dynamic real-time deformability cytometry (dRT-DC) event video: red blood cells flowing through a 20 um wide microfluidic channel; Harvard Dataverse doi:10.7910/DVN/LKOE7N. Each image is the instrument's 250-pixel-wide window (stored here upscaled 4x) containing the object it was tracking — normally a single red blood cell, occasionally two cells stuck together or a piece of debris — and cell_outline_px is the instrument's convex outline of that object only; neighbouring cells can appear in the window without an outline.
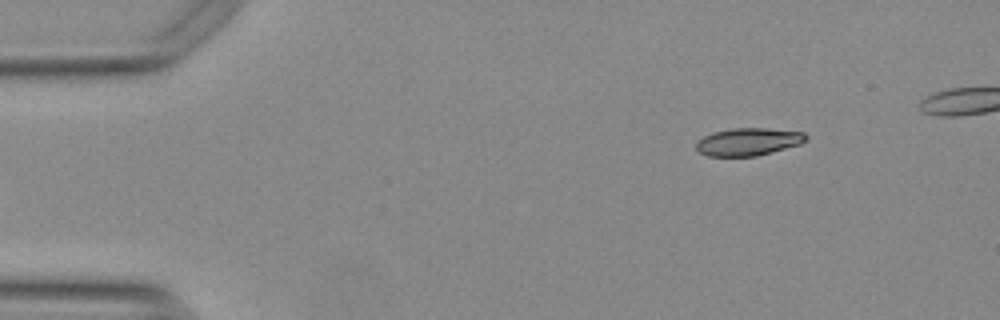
{"species": "Egyptian fruit bat (a non-hibernating species)", "species_latin": "Rousettus aegyptiacus", "temperature_condition": "warm", "stored_images_in_passage": 44, "camera_frame_rate_fps": 3000, "um_per_image_px": 0.085, "animal": {"sex": "female"}, "frame": {"image": 1, "passage_image": 1, "time_ms": 0.0, "image_size_px": [1000, 320], "cell_outline_px": [[808, 140], [800, 144], [756, 156], [708, 156], [700, 152], [696, 148], [696, 144], [704, 136], [712, 132], [732, 128], [764, 128], [804, 132], [808, 136]], "centroid_in_image_um": [63.62, 12.04], "position_along_channel_um": 21.4, "area_um2": 17.57}}
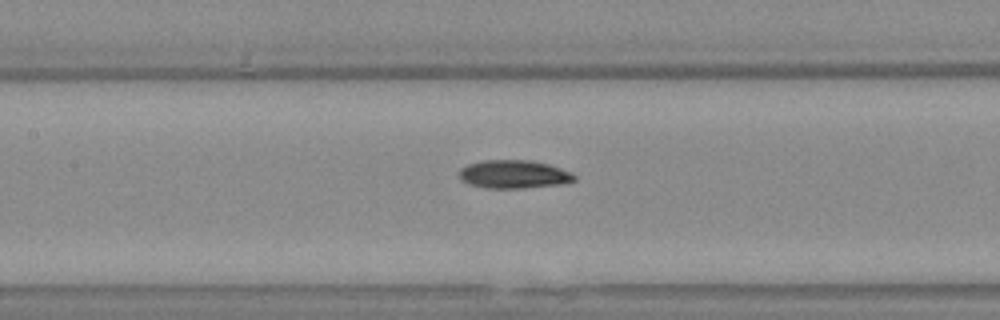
{"frame": {"image": 2, "passage_image": 19, "time_ms": 6.0, "image_size_px": [1000, 320], "cell_outline_px": [[576, 180], [564, 184], [520, 188], [488, 188], [472, 184], [460, 180], [460, 168], [468, 164], [480, 160], [532, 160], [548, 164], [572, 172], [576, 176]], "centroid_in_image_um": [43.7, 14.8], "position_along_channel_um": 163.7, "area_um2": 19.02}}
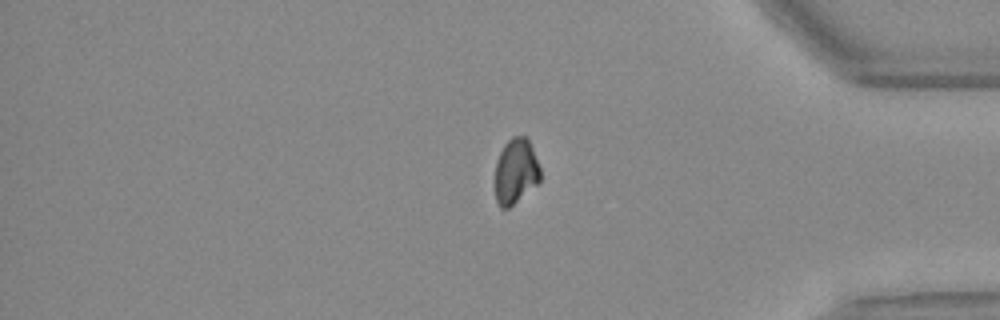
{"frame": {"image": 3, "passage_image": 39, "time_ms": 12.667, "image_size_px": [1000, 320], "cell_outline_px": [[540, 184], [508, 208], [500, 208], [496, 200], [496, 160], [504, 144], [512, 136], [524, 136], [528, 140], [532, 148], [540, 168]], "centroid_in_image_um": [43.85, 14.58], "position_along_channel_um": 391.3, "area_um2": 17.28}}